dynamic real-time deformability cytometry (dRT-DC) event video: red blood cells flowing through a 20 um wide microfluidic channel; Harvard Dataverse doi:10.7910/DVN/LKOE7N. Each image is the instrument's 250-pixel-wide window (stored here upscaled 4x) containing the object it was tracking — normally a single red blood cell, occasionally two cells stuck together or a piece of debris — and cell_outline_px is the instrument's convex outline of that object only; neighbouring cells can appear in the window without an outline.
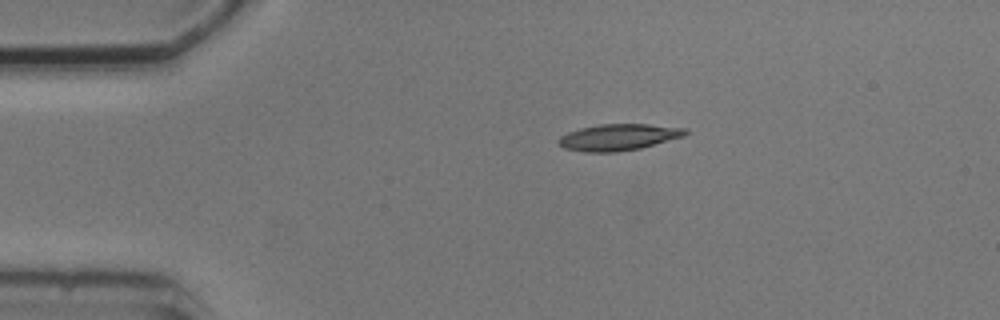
{"species": "common noctule bat (a hibernating species)", "species_latin": "Nyctalus noctula", "temperature_condition": "cold", "stored_images_in_passage": 6, "camera_frame_rate_fps": 3000, "um_per_image_px": 0.085, "animal": {"sex": "male", "body_mass_g": 20.5, "forearm_length_mm": 52.5}, "frame": {"image": 1, "passage_image": 1, "time_ms": 0.0, "image_size_px": [1000, 320], "cell_outline_px": [[692, 132], [684, 136], [640, 148], [616, 152], [584, 152], [564, 148], [556, 144], [556, 140], [560, 136], [568, 132], [580, 128], [600, 124], [648, 124], [688, 128]], "centroid_in_image_um": [52.57, 11.66], "position_along_channel_um": 32.4, "area_um2": 19.77}}
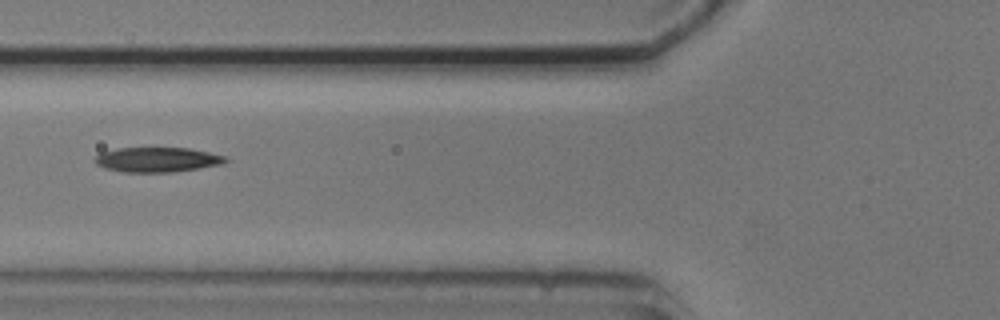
{"frame": {"image": 2, "passage_image": 3, "time_ms": 3.333, "image_size_px": [1000, 320], "cell_outline_px": [[228, 160], [224, 164], [172, 172], [124, 172], [104, 168], [96, 164], [92, 160], [100, 152], [116, 148], [188, 148], [208, 152], [224, 156]], "centroid_in_image_um": [13.32, 13.57], "position_along_channel_um": 112.5, "area_um2": 18.9}}
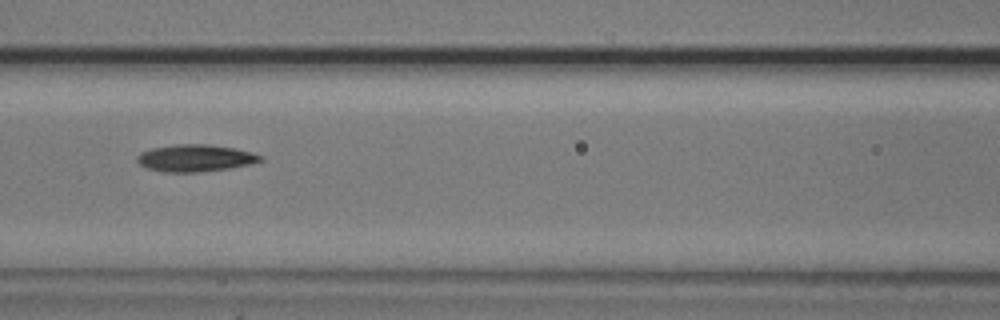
{"frame": {"image": 3, "passage_image": 4, "time_ms": 4.333, "image_size_px": [1000, 320], "cell_outline_px": [[264, 160], [252, 164], [228, 168], [200, 172], [164, 172], [148, 168], [140, 164], [136, 160], [136, 156], [140, 152], [152, 148], [176, 144], [208, 144], [232, 148], [252, 152], [264, 156]], "centroid_in_image_um": [16.61, 13.43], "position_along_channel_um": 150.0, "area_um2": 19.48}}